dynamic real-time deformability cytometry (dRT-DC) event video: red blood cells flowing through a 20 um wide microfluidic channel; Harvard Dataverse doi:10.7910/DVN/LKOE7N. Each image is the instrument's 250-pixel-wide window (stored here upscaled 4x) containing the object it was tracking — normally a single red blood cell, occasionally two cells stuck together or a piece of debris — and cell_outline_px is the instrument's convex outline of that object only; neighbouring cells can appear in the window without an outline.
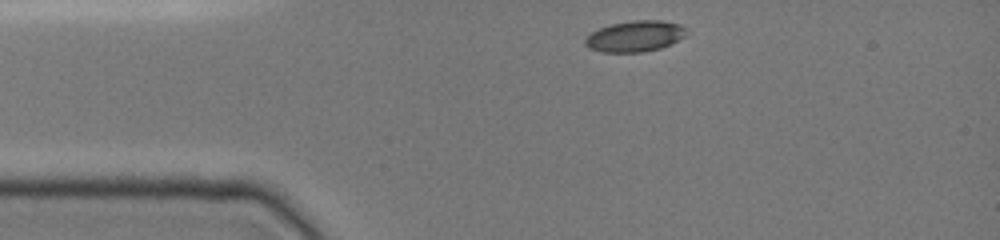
{"species": "common noctule bat (a hibernating species)", "species_latin": "Nyctalus noctula", "temperature_condition": "cold", "stored_images_in_passage": 32, "camera_frame_rate_fps": 3000, "um_per_image_px": 0.085, "animal": {"sex": "female", "body_mass_g": 19.0, "forearm_length_mm": 51.5}, "frame": {"image": 1, "passage_image": 1, "time_ms": 0.0, "image_size_px": [1000, 240], "cell_outline_px": [[688, 32], [684, 36], [672, 44], [660, 48], [644, 52], [600, 52], [588, 48], [584, 44], [584, 40], [592, 32], [600, 28], [612, 24], [632, 20], [660, 20], [680, 24], [688, 28]], "centroid_in_image_um": [54.0, 3.08], "position_along_channel_um": 31.0, "area_um2": 18.44}}
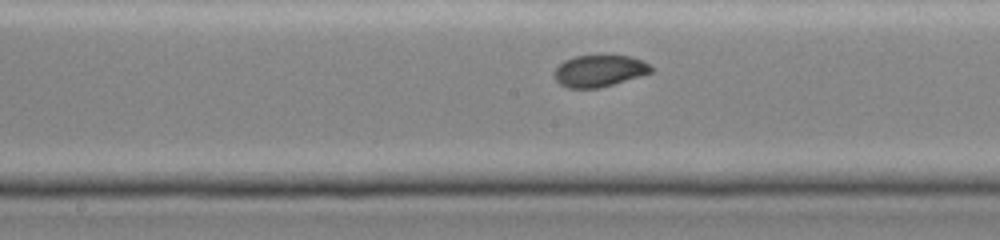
{"frame": {"image": 2, "passage_image": 21, "time_ms": 5.0, "image_size_px": [1000, 240], "cell_outline_px": [[652, 72], [612, 84], [596, 88], [568, 88], [560, 84], [556, 80], [556, 68], [564, 60], [576, 56], [632, 56], [644, 60], [652, 68]], "centroid_in_image_um": [50.95, 6.02], "position_along_channel_um": 197.2, "area_um2": 17.51}}
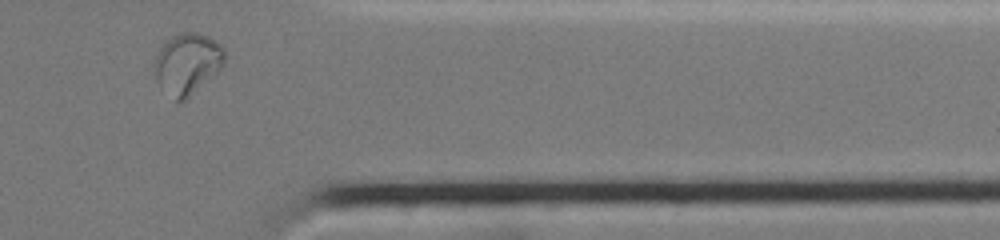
{"frame": {"image": 3, "passage_image": 32, "time_ms": 10.0, "image_size_px": [1000, 240], "cell_outline_px": [[224, 64], [220, 68], [184, 100], [176, 104], [160, 80], [152, 64], [164, 40], [168, 36], [180, 32], [196, 32], [208, 36], [224, 44]], "centroid_in_image_um": [15.94, 5.32], "position_along_channel_um": 395.5, "area_um2": 24.62}, "authors_computed_cell_mechanics": {"area_um2": 18.3226, "velocity_mm_per_s": 4.0372, "shape_relaxation_time_tau1_ms": null, "shape_relaxation_time_tau2_ms": 2.4129, "deformation_change_tau1": null, "deformation_change_tau2": 0.0441}}